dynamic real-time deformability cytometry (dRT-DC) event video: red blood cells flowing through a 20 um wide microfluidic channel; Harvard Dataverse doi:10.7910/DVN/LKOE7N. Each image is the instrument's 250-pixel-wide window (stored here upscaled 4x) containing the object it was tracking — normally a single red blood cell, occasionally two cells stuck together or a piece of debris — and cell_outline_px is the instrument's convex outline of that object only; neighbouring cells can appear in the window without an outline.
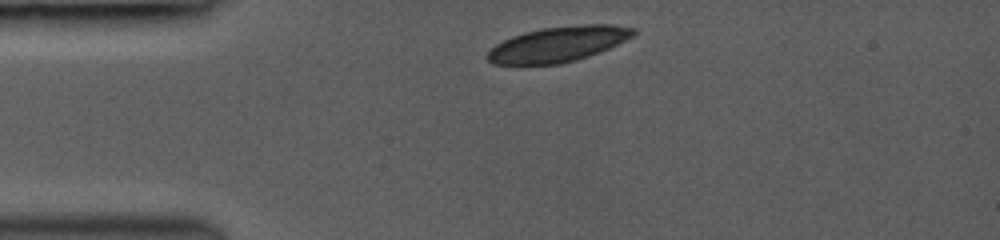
{"species": "common noctule bat (a hibernating species)", "species_latin": "Nyctalus noctula", "temperature_condition": "room temperature", "stored_images_in_passage": 4, "camera_frame_rate_fps": 3000, "um_per_image_px": 0.085, "animal": {"sex": "female", "body_mass_g": 19.0, "forearm_length_mm": 53.3}, "frame": {"image": 1, "passage_image": 1, "time_ms": 0.0, "image_size_px": [1000, 240], "cell_outline_px": [[636, 32], [632, 36], [608, 48], [576, 60], [560, 64], [492, 64], [484, 56], [496, 44], [512, 36], [524, 32], [544, 28], [584, 24], [612, 24], [636, 28]], "centroid_in_image_um": [47.42, 3.75], "position_along_channel_um": 37.6, "area_um2": 29.71}}